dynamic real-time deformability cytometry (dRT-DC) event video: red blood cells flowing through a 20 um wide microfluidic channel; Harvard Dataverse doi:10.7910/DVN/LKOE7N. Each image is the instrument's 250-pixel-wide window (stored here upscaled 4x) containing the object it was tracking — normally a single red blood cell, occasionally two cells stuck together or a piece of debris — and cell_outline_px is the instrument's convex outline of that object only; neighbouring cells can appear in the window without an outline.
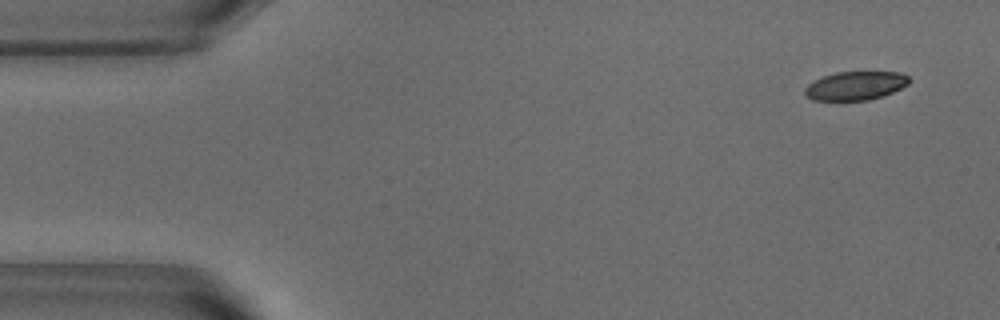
{"species": "common noctule bat (a hibernating species)", "species_latin": "Nyctalus noctula", "temperature_condition": "warm", "stored_images_in_passage": 16, "camera_frame_rate_fps": 3000, "um_per_image_px": 0.085, "animal": {"sex": "male", "body_mass_g": 18.8}, "frame": {"image": 1, "passage_image": 1, "time_ms": 0.0, "image_size_px": [1000, 320], "cell_outline_px": [[908, 84], [892, 92], [868, 100], [812, 100], [804, 96], [804, 88], [808, 84], [824, 76], [836, 72], [900, 72], [908, 76]], "centroid_in_image_um": [72.67, 7.29], "position_along_channel_um": 12.3, "area_um2": 17.22}}
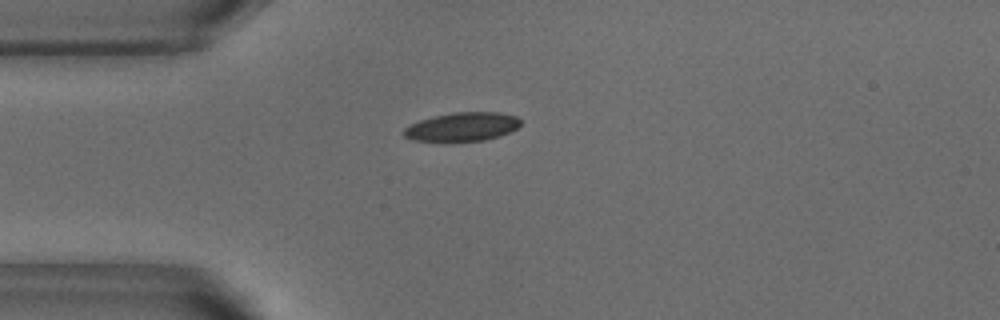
{"frame": {"image": 2, "passage_image": 11, "time_ms": 3.333, "image_size_px": [1000, 320], "cell_outline_px": [[520, 124], [516, 128], [500, 136], [484, 140], [444, 144], [412, 140], [404, 136], [400, 132], [404, 128], [420, 120], [432, 116], [452, 112], [500, 112], [516, 116], [520, 120]], "centroid_in_image_um": [39.21, 10.82], "position_along_channel_um": 45.8, "area_um2": 20.35}}
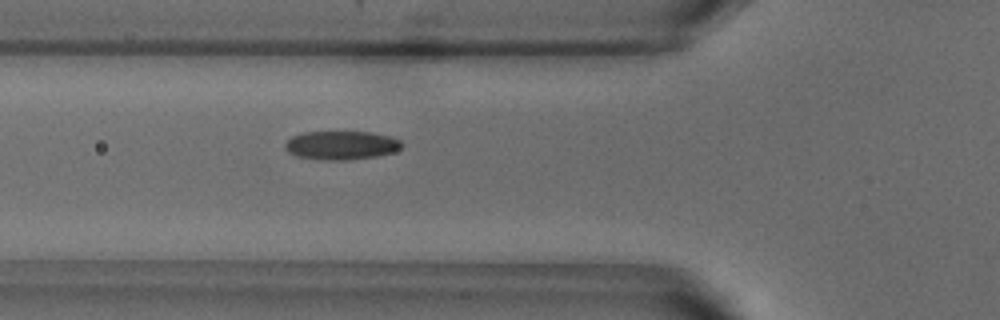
{"frame": {"image": 3, "passage_image": 16, "time_ms": 5.0, "image_size_px": [1000, 320], "cell_outline_px": [[404, 148], [392, 152], [376, 156], [348, 160], [328, 160], [296, 156], [288, 152], [284, 148], [284, 144], [292, 136], [304, 132], [372, 132], [392, 136], [400, 140], [404, 144]], "centroid_in_image_um": [29.05, 12.34], "position_along_channel_um": 96.8, "area_um2": 19.65}}